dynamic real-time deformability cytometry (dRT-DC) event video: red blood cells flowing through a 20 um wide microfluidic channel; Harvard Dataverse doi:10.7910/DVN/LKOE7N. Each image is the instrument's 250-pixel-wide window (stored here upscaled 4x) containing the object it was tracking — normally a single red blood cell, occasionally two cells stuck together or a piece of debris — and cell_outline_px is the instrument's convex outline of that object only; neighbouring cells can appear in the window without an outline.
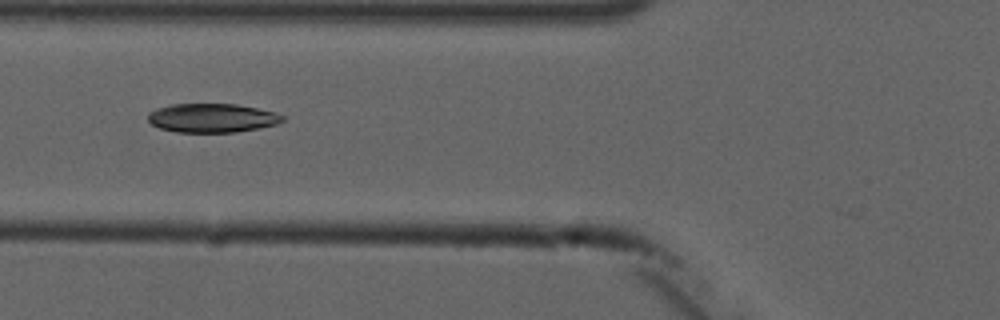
{"species": "common noctule bat (a hibernating species)", "species_latin": "Nyctalus noctula", "temperature_condition": "cold", "stored_images_in_passage": 7, "camera_frame_rate_fps": 3000, "um_per_image_px": 0.085, "animal": {"sex": "male", "forearm_length_mm": 52.5}, "frame": {"image": 1, "passage_image": 6, "time_ms": 5.667, "image_size_px": [1000, 320], "cell_outline_px": [[284, 120], [276, 124], [260, 128], [236, 132], [176, 132], [160, 128], [152, 124], [148, 120], [148, 112], [156, 108], [168, 104], [236, 104], [276, 112], [284, 116]], "centroid_in_image_um": [18.01, 10.02], "position_along_channel_um": 107.8, "area_um2": 22.77}}
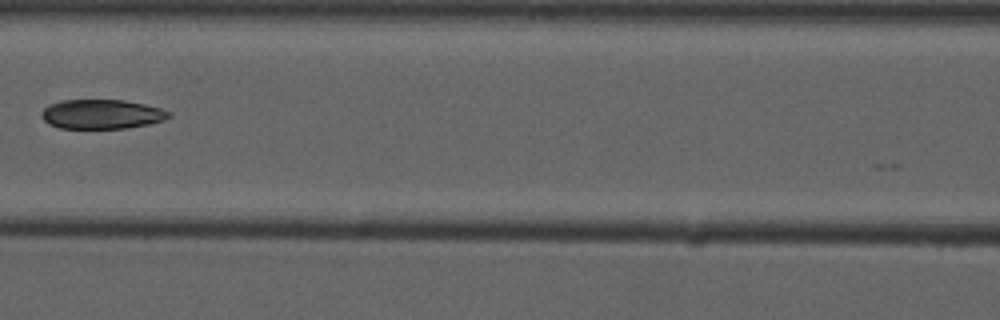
{"frame": {"image": 2, "passage_image": 7, "time_ms": 7.0, "image_size_px": [1000, 320], "cell_outline_px": [[172, 116], [164, 120], [148, 124], [128, 128], [60, 128], [48, 124], [40, 116], [40, 112], [48, 104], [60, 100], [124, 100], [144, 104], [160, 108], [172, 112]], "centroid_in_image_um": [8.63, 9.7], "position_along_channel_um": 158.0, "area_um2": 22.02}}